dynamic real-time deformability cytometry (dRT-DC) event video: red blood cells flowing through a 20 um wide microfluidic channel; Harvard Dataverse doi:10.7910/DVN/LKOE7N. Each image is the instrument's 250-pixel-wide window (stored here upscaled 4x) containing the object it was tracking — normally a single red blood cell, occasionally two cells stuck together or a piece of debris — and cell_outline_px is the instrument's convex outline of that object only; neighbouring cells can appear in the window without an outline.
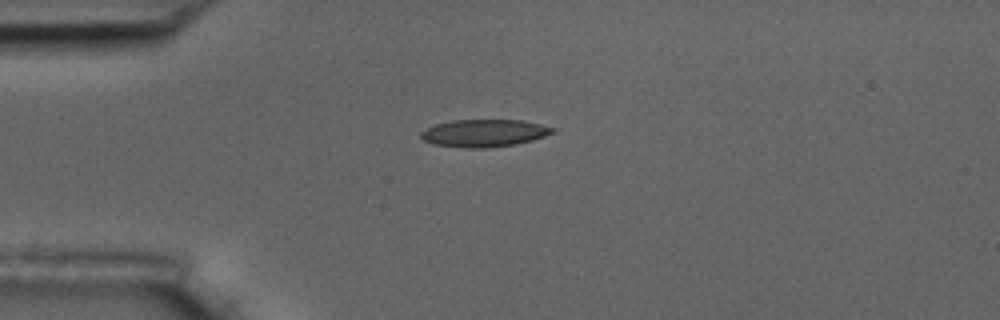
{"species": "common noctule bat (a hibernating species)", "species_latin": "Nyctalus noctula", "temperature_condition": "room temperature", "stored_images_in_passage": 2, "camera_frame_rate_fps": 3000, "um_per_image_px": 0.085, "animal": {"sex": "male", "body_mass_g": 17.5, "forearm_length_mm": 52.3}, "frame": {"image": 1, "passage_image": 1, "time_ms": 0.0, "image_size_px": [1000, 320], "cell_outline_px": [[556, 128], [552, 132], [544, 136], [532, 140], [516, 144], [488, 148], [464, 148], [432, 144], [424, 140], [420, 136], [420, 132], [436, 124], [452, 120], [520, 120], [540, 124]], "centroid_in_image_um": [41.13, 11.32], "position_along_channel_um": 43.9, "area_um2": 20.98}}